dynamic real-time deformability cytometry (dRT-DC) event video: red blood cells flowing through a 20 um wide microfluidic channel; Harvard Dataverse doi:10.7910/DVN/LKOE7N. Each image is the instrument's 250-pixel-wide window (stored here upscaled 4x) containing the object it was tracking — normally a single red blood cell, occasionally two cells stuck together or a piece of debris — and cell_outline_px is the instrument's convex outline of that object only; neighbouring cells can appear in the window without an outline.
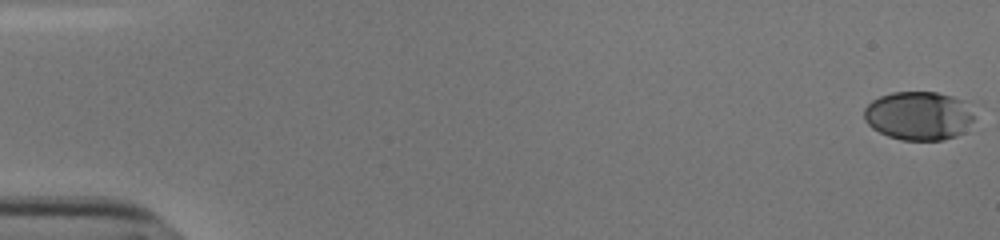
{"species": "human", "species_latin": "Homo sapiens", "temperature_condition": "cold", "stored_images_in_passage": 55, "camera_frame_rate_fps": 3000, "um_per_image_px": 0.085, "donor": {"sex": "male"}, "frame": {"image": 1, "passage_image": 1, "time_ms": 0.0, "image_size_px": [1000, 240], "cell_outline_px": [[984, 104], [964, 132], [956, 136], [944, 140], [900, 140], [888, 136], [872, 128], [864, 120], [864, 108], [872, 100], [880, 96], [892, 92], [936, 92], [984, 100]], "centroid_in_image_um": [78.33, 9.78], "position_along_channel_um": 6.7, "area_um2": 33.29}}
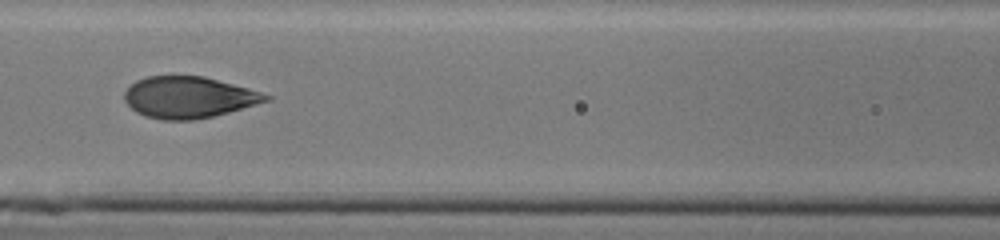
{"frame": {"image": 2, "passage_image": 26, "time_ms": 8.333, "image_size_px": [1000, 240], "cell_outline_px": [[272, 100], [228, 112], [212, 116], [192, 120], [164, 120], [144, 116], [136, 112], [124, 100], [124, 92], [136, 80], [148, 76], [204, 76], [248, 88], [272, 96]], "centroid_in_image_um": [16.04, 8.27], "position_along_channel_um": 150.6, "area_um2": 34.04}}
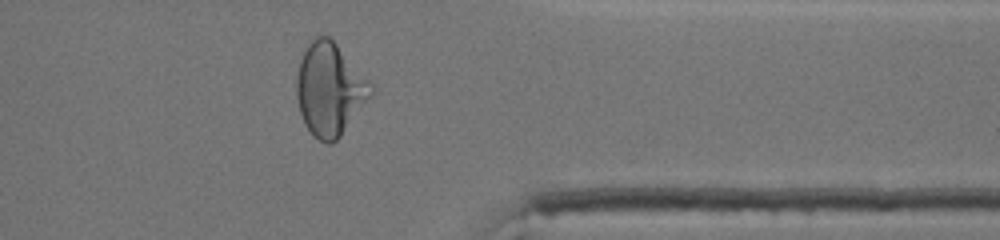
{"frame": {"image": 3, "passage_image": 45, "time_ms": 14.667, "image_size_px": [1000, 240], "cell_outline_px": [[372, 96], [340, 136], [332, 144], [328, 144], [312, 136], [304, 124], [300, 112], [296, 96], [296, 80], [300, 60], [312, 36], [328, 36], [336, 44], [372, 84]], "centroid_in_image_um": [28.0, 7.61], "position_along_channel_um": 383.4, "area_um2": 39.88}, "authors_computed_cell_mechanics": {"area_um2": 34.8534, "velocity_mm_per_s": 3.8168, "shape_relaxation_time_tau1_ms": 4.293, "shape_relaxation_time_tau2_ms": null, "deformation_change_tau1": 0.1929, "deformation_change_tau2": null}}